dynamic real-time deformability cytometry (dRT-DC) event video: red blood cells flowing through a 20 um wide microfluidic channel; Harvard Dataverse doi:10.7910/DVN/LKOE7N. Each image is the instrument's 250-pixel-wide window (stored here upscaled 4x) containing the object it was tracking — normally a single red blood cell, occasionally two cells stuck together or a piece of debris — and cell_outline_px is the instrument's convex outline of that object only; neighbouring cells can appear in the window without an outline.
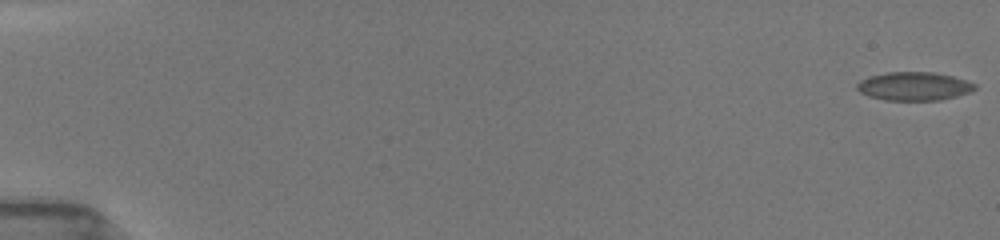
{"species": "common noctule bat (a hibernating species)", "species_latin": "Nyctalus noctula", "temperature_condition": "room temperature", "stored_images_in_passage": 17, "camera_frame_rate_fps": 3000, "um_per_image_px": 0.085, "animal": {"sex": "female", "body_mass_g": 19.5, "forearm_length_mm": 54.1}, "frame": {"image": 1, "passage_image": 1, "time_ms": 0.0, "image_size_px": [1000, 240], "cell_outline_px": [[976, 88], [972, 92], [940, 100], [884, 100], [868, 96], [860, 92], [856, 88], [856, 84], [860, 80], [868, 76], [888, 72], [932, 72], [952, 76], [976, 84]], "centroid_in_image_um": [77.67, 7.33], "position_along_channel_um": 7.3, "area_um2": 19.59}}
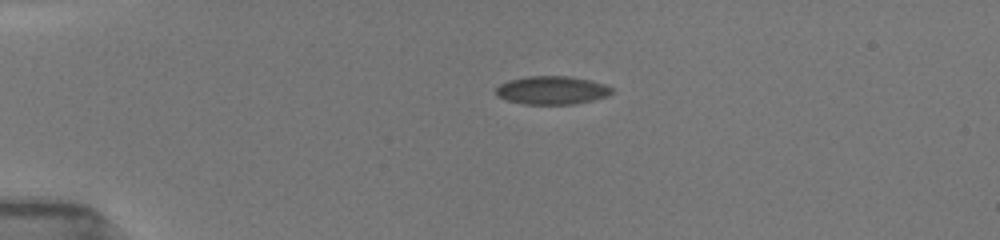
{"frame": {"image": 2, "passage_image": 8, "time_ms": 4.0, "image_size_px": [1000, 240], "cell_outline_px": [[612, 92], [608, 96], [576, 104], [524, 104], [504, 100], [496, 96], [496, 88], [500, 84], [508, 80], [528, 76], [572, 76], [604, 84], [612, 88]], "centroid_in_image_um": [46.88, 7.67], "position_along_channel_um": 38.1, "area_um2": 19.19}}
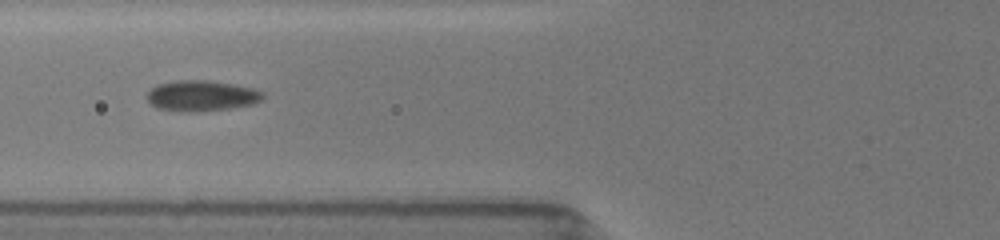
{"frame": {"image": 3, "passage_image": 15, "time_ms": 7.0, "image_size_px": [1000, 240], "cell_outline_px": [[264, 96], [260, 100], [252, 104], [232, 108], [200, 112], [188, 112], [160, 108], [152, 104], [144, 96], [156, 84], [180, 80], [208, 80], [236, 84], [252, 88], [264, 92]], "centroid_in_image_um": [17.14, 8.13], "position_along_channel_um": 108.7, "area_um2": 20.81}}